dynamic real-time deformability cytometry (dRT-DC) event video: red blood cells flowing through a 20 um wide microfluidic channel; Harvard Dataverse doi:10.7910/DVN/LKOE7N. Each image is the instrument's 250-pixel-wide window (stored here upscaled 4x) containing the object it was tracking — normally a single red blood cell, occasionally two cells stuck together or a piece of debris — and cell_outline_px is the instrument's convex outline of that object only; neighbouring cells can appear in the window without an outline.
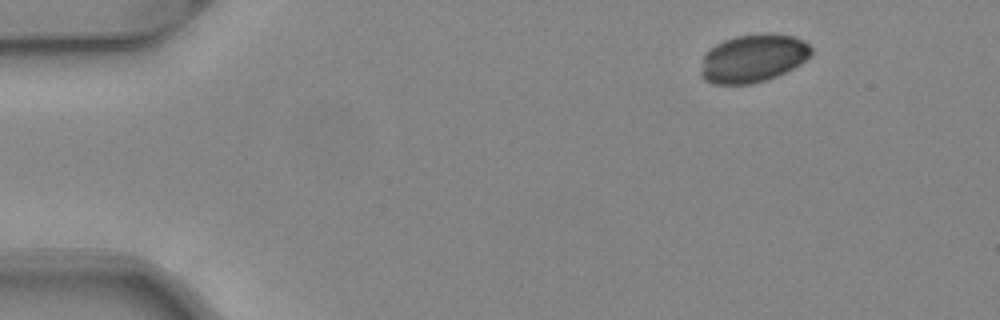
{"species": "common noctule bat (a hibernating species)", "species_latin": "Nyctalus noctula", "temperature_condition": "warm", "stored_images_in_passage": 5, "camera_frame_rate_fps": 3000, "um_per_image_px": 0.085, "animal": {"sex": "female", "body_mass_g": 24.6, "forearm_length_mm": 56.2}, "frame": {"image": 1, "passage_image": 1, "time_ms": 0.0, "image_size_px": [1000, 320], "cell_outline_px": [[812, 52], [800, 64], [776, 76], [752, 84], [712, 84], [704, 80], [700, 76], [700, 72], [704, 52], [708, 48], [724, 40], [736, 36], [796, 36], [804, 40], [812, 48]], "centroid_in_image_um": [63.94, 5.0], "position_along_channel_um": 21.1, "area_um2": 30.35}}